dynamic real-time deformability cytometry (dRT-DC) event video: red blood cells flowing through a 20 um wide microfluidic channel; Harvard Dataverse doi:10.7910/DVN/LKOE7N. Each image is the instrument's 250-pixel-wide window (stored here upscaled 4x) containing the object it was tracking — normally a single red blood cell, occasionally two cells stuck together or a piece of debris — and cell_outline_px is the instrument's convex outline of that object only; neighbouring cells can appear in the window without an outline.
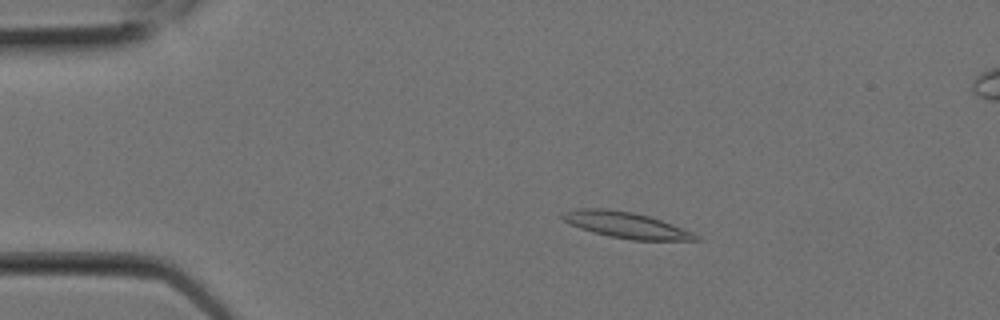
{"species": "Egyptian fruit bat (a non-hibernating species)", "species_latin": "Rousettus aegyptiacus", "temperature_condition": "room temperature", "stored_images_in_passage": 8, "camera_frame_rate_fps": 3000, "um_per_image_px": 0.085, "animal": {"sex": "female"}, "frame": {"image": 1, "passage_image": 3, "time_ms": 0.667, "image_size_px": [1000, 320], "cell_outline_px": [[704, 240], [632, 240], [608, 236], [592, 232], [580, 228], [564, 220], [560, 216], [560, 212], [576, 208], [604, 208], [632, 212], [648, 216], [672, 224], [692, 232], [700, 236]], "centroid_in_image_um": [53.19, 19.12], "position_along_channel_um": 31.8, "area_um2": 20.23}}
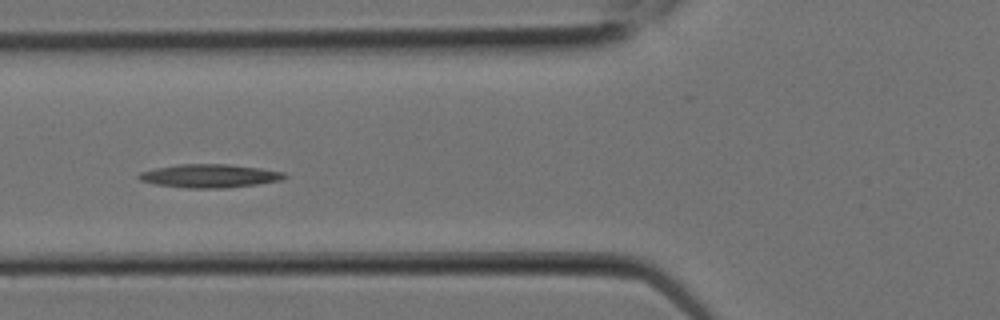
{"frame": {"image": 2, "passage_image": 7, "time_ms": 2.0, "image_size_px": [1000, 320], "cell_outline_px": [[288, 176], [280, 180], [256, 184], [228, 188], [188, 188], [156, 184], [140, 180], [136, 176], [140, 172], [156, 168], [176, 164], [228, 164], [260, 168], [284, 172]], "centroid_in_image_um": [17.81, 14.95], "position_along_channel_um": 108.0, "area_um2": 19.83}}
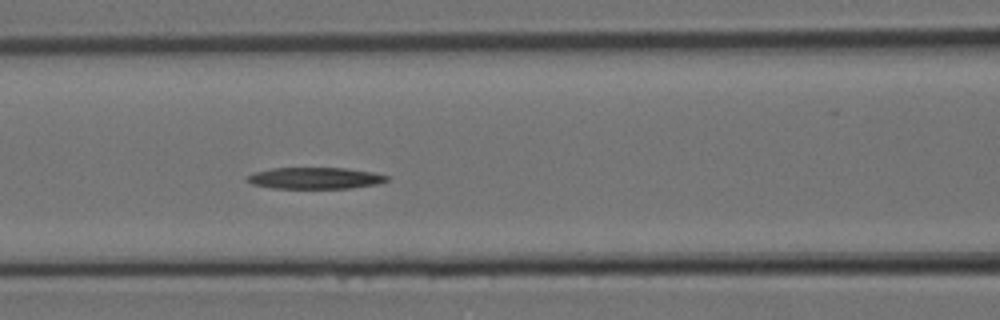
{"frame": {"image": 3, "passage_image": 8, "time_ms": 2.333, "image_size_px": [1000, 320], "cell_outline_px": [[388, 180], [380, 184], [352, 188], [272, 188], [252, 184], [244, 180], [248, 176], [256, 172], [272, 168], [348, 168], [372, 172], [388, 176]], "centroid_in_image_um": [26.8, 15.14], "position_along_channel_um": 139.8, "area_um2": 17.51}}